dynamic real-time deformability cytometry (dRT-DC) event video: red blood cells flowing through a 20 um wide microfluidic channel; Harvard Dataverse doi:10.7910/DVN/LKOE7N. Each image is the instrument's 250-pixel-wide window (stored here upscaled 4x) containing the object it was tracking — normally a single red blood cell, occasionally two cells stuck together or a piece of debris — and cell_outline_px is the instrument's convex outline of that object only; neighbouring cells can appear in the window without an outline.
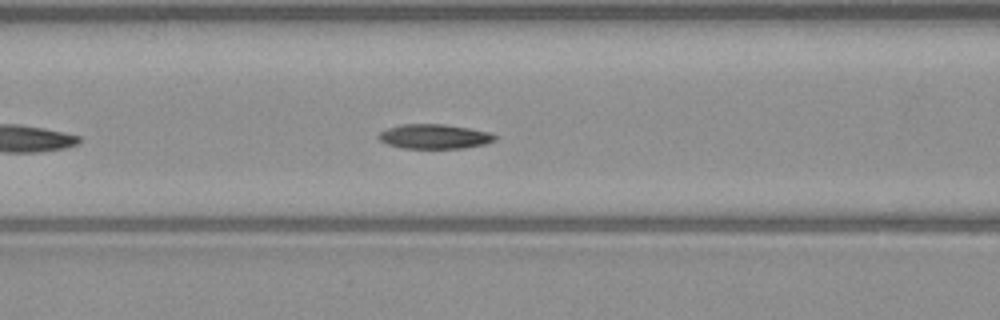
{"species": "common noctule bat (a hibernating species)", "species_latin": "Nyctalus noctula", "temperature_condition": "warm", "stored_images_in_passage": 29, "camera_frame_rate_fps": 3000, "um_per_image_px": 0.085, "animal": {"sex": "male", "body_mass_g": 23.1, "forearm_length_mm": 52.7}, "frame": {"image": 1, "passage_image": 9, "time_ms": 2.667, "image_size_px": [1000, 320], "cell_outline_px": [[496, 140], [484, 144], [464, 148], [404, 148], [388, 144], [380, 140], [376, 136], [380, 132], [388, 128], [400, 124], [444, 124], [468, 128], [488, 132], [496, 136]], "centroid_in_image_um": [36.9, 11.6], "position_along_channel_um": 129.7, "area_um2": 16.53}}
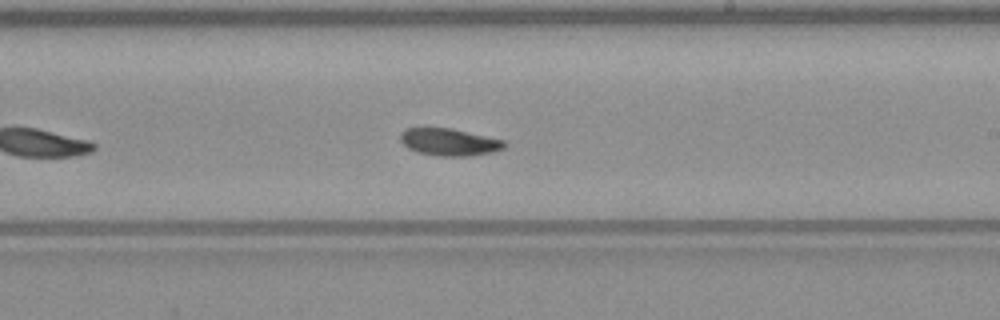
{"frame": {"image": 2, "passage_image": 18, "time_ms": 5.667, "image_size_px": [1000, 320], "cell_outline_px": [[504, 148], [492, 152], [468, 156], [436, 156], [416, 152], [408, 148], [400, 140], [400, 132], [404, 128], [452, 128], [504, 140]], "centroid_in_image_um": [38.14, 12.07], "position_along_channel_um": 250.9, "area_um2": 16.53}}
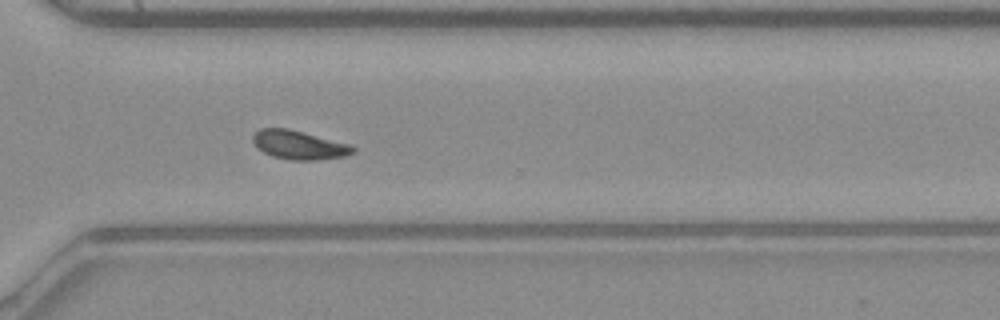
{"frame": {"image": 3, "passage_image": 25, "time_ms": 8.0, "image_size_px": [1000, 320], "cell_outline_px": [[356, 152], [348, 156], [316, 160], [292, 160], [272, 156], [256, 148], [252, 140], [252, 136], [260, 128], [288, 128], [352, 144], [356, 148]], "centroid_in_image_um": [25.46, 12.32], "position_along_channel_um": 345.1, "area_um2": 17.11}, "authors_computed_cell_mechanics": {"area_um2": 16.6464, "velocity_mm_per_s": 4.0473, "shape_relaxation_time_tau1_ms": 3.136, "shape_relaxation_time_tau2_ms": null, "deformation_change_tau1": 0.1011, "deformation_change_tau2": null}}